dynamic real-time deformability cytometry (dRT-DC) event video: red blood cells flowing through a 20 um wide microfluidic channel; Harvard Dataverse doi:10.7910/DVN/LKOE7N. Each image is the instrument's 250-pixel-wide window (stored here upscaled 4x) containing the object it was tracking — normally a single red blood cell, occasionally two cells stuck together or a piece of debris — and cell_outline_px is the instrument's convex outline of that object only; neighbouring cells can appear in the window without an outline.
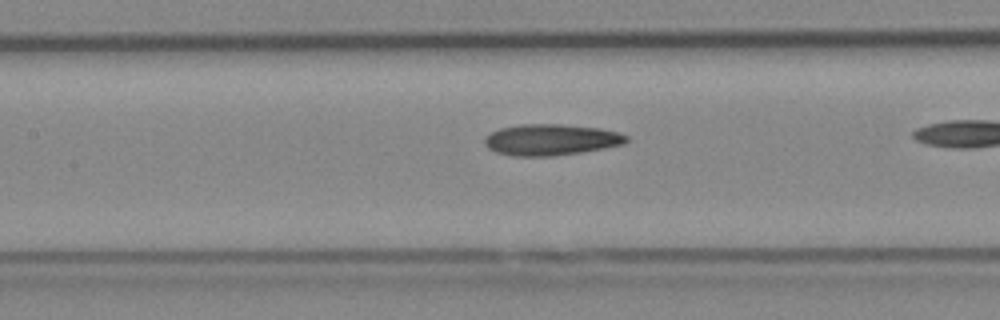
{"species": "Egyptian fruit bat (a non-hibernating species)", "species_latin": "Rousettus aegyptiacus", "temperature_condition": "cold", "stored_images_in_passage": 33, "camera_frame_rate_fps": 3000, "um_per_image_px": 0.085, "animal": {"sex": "female"}, "frame": {"image": 1, "passage_image": 19, "time_ms": 6.0, "image_size_px": [1000, 320], "cell_outline_px": [[628, 140], [624, 144], [604, 148], [580, 152], [552, 156], [512, 156], [496, 152], [488, 148], [484, 144], [484, 136], [500, 128], [520, 124], [560, 124], [600, 128], [620, 132], [628, 136]], "centroid_in_image_um": [46.82, 11.87], "position_along_channel_um": 160.6, "area_um2": 25.89}}
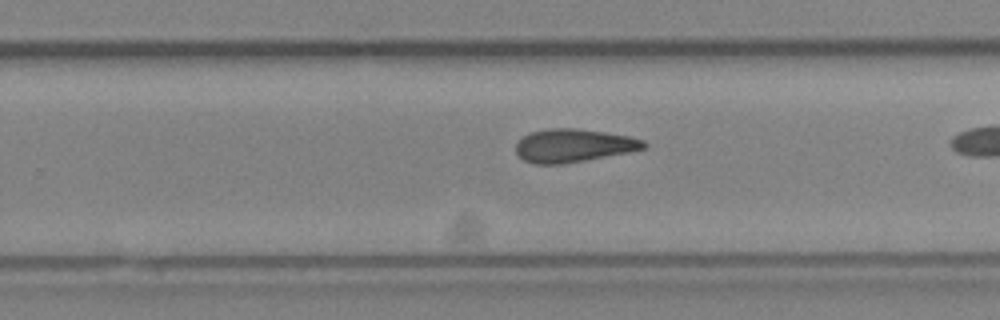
{"frame": {"image": 2, "passage_image": 28, "time_ms": 9.0, "image_size_px": [1000, 320], "cell_outline_px": [[648, 148], [628, 152], [564, 164], [532, 164], [524, 160], [516, 152], [516, 144], [528, 132], [548, 128], [576, 128], [604, 132], [628, 136], [644, 140], [648, 144]], "centroid_in_image_um": [48.75, 12.37], "position_along_channel_um": 281.1, "area_um2": 24.8}}